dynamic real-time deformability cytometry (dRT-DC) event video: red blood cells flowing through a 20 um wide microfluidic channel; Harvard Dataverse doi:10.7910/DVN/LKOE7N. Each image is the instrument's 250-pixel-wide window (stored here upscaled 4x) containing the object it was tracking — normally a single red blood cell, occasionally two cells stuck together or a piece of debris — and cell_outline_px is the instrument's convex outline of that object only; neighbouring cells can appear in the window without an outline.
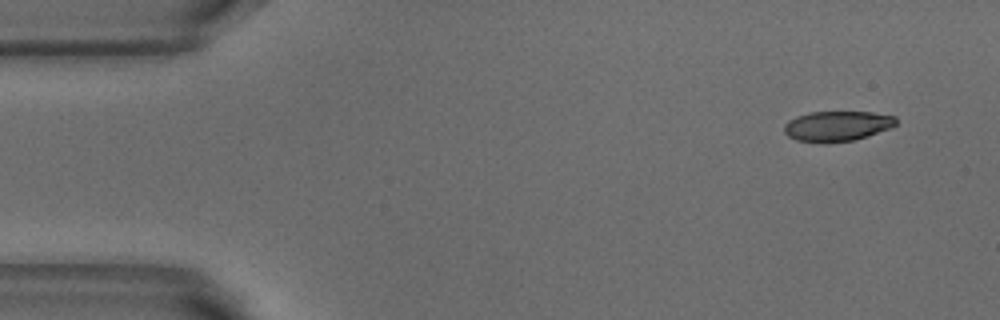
{"species": "common noctule bat (a hibernating species)", "species_latin": "Nyctalus noctula", "temperature_condition": "warm", "stored_images_in_passage": 5, "camera_frame_rate_fps": 3000, "um_per_image_px": 0.085, "animal": {"sex": "male", "body_mass_g": 18.8}, "frame": {"image": 1, "passage_image": 1, "time_ms": 0.0, "image_size_px": [1000, 320], "cell_outline_px": [[896, 124], [892, 128], [868, 136], [852, 140], [824, 144], [796, 140], [788, 136], [784, 132], [784, 124], [788, 120], [796, 116], [812, 112], [872, 112], [896, 116]], "centroid_in_image_um": [71.15, 10.73], "position_along_channel_um": 13.8, "area_um2": 19.94}}